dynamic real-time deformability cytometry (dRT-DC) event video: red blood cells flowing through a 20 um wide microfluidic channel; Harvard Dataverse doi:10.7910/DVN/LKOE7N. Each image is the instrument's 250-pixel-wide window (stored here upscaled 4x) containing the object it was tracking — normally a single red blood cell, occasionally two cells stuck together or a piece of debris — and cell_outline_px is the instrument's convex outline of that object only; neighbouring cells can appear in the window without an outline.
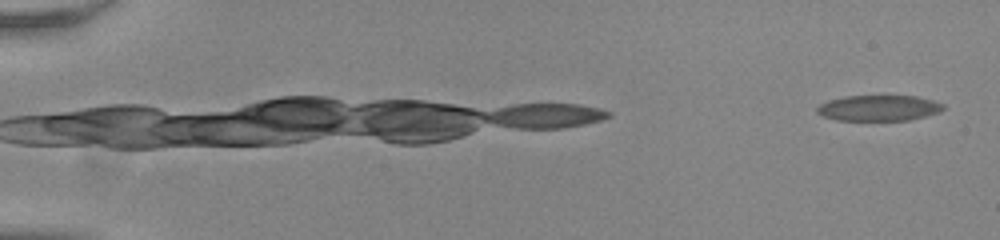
{"species": "common noctule bat (a hibernating species)", "species_latin": "Nyctalus noctula", "temperature_condition": "room temperature", "stored_images_in_passage": 43, "camera_frame_rate_fps": 3000, "um_per_image_px": 0.085, "animal": {"sex": "male", "body_mass_g": 20.0, "forearm_length_mm": 53.3}, "frame": {"image": 1, "passage_image": 1, "time_ms": 0.0, "image_size_px": [1000, 240], "cell_outline_px": [[944, 108], [940, 112], [908, 120], [836, 120], [824, 116], [816, 112], [816, 108], [820, 104], [828, 100], [844, 96], [916, 96], [932, 100], [944, 104]], "centroid_in_image_um": [74.68, 9.18], "position_along_channel_um": 10.3, "area_um2": 18.84}}
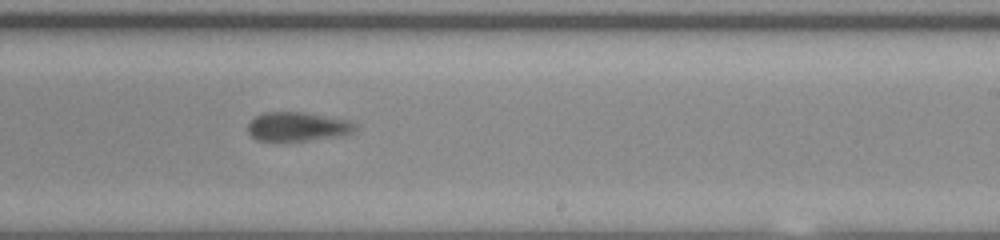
{"frame": {"image": 2, "passage_image": 23, "time_ms": 7.333, "image_size_px": [1000, 240], "cell_outline_px": [[356, 128], [352, 132], [340, 136], [308, 140], [256, 140], [248, 132], [248, 124], [256, 116], [264, 112], [304, 112], [348, 120], [356, 124]], "centroid_in_image_um": [25.29, 10.75], "position_along_channel_um": 263.7, "area_um2": 17.92}}
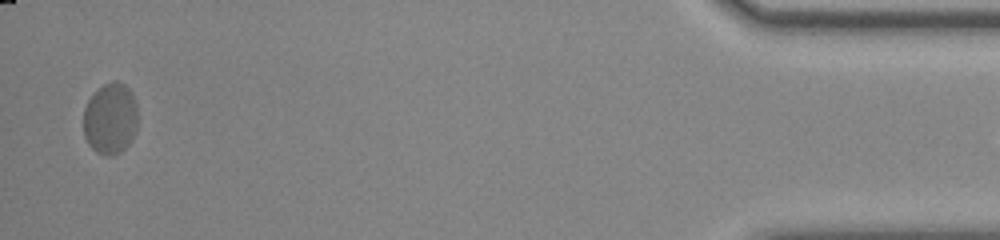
{"frame": {"image": 3, "passage_image": 42, "time_ms": 13.667, "image_size_px": [1000, 240], "cell_outline_px": [[136, 132], [132, 140], [120, 152], [112, 156], [108, 156], [96, 152], [88, 144], [84, 136], [84, 108], [92, 92], [96, 88], [112, 80], [116, 80], [124, 84], [132, 92], [136, 104]], "centroid_in_image_um": [9.36, 10.06], "position_along_channel_um": 425.8, "area_um2": 22.89}}